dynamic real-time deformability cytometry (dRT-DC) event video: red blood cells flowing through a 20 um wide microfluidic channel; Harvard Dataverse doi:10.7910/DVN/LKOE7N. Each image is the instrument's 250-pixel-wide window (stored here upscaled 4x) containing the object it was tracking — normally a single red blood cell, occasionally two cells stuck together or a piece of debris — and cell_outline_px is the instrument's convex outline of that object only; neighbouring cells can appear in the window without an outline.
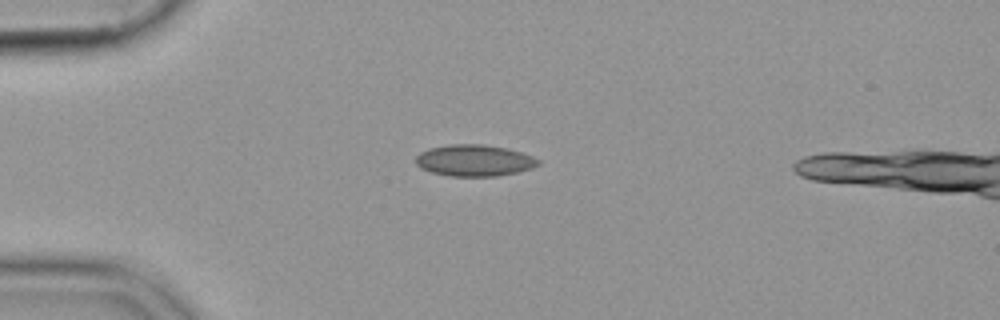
{"species": "common noctule bat (a hibernating species)", "species_latin": "Nyctalus noctula", "temperature_condition": "cold", "stored_images_in_passage": 52, "camera_frame_rate_fps": 3000, "um_per_image_px": 0.085, "animal": {"sex": "female", "body_mass_g": 19.9}, "frame": {"image": 1, "passage_image": 13, "time_ms": 4.0, "image_size_px": [1000, 320], "cell_outline_px": [[540, 164], [532, 168], [516, 172], [496, 176], [448, 176], [432, 172], [420, 168], [416, 164], [416, 156], [420, 152], [428, 148], [448, 144], [480, 144], [508, 148], [532, 156], [540, 160]], "centroid_in_image_um": [40.3, 13.63], "position_along_channel_um": 44.7, "area_um2": 22.54}}
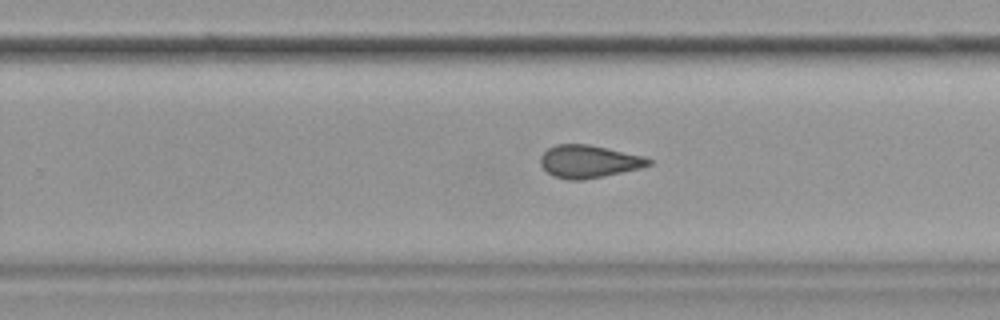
{"frame": {"image": 2, "passage_image": 34, "time_ms": 11.0, "image_size_px": [1000, 320], "cell_outline_px": [[652, 164], [640, 168], [604, 176], [580, 180], [568, 180], [552, 176], [540, 164], [540, 156], [548, 148], [556, 144], [588, 144], [644, 156], [652, 160]], "centroid_in_image_um": [50.03, 13.72], "position_along_channel_um": 279.8, "area_um2": 20.58}}
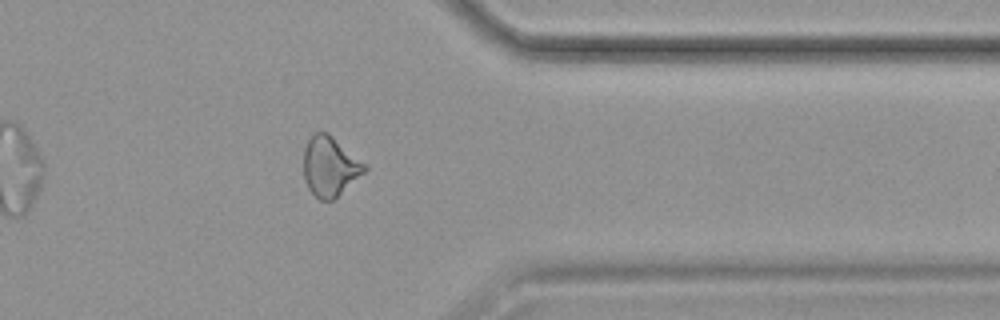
{"frame": {"image": 3, "passage_image": 43, "time_ms": 14.0, "image_size_px": [1000, 320], "cell_outline_px": [[368, 168], [364, 172], [332, 200], [320, 200], [308, 188], [304, 180], [304, 148], [308, 140], [316, 132], [328, 132], [364, 164]], "centroid_in_image_um": [28.0, 14.14], "position_along_channel_um": 383.4, "area_um2": 20.63}}